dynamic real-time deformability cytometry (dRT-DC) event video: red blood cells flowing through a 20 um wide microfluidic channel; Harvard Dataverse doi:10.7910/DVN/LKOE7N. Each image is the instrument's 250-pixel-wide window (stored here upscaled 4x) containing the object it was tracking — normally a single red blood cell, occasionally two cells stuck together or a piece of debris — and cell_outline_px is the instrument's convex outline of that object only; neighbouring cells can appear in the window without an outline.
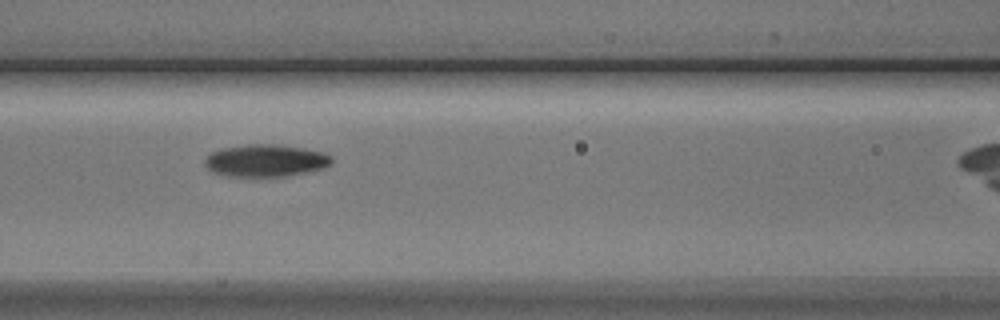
{"species": "Egyptian fruit bat (a non-hibernating species)", "species_latin": "Rousettus aegyptiacus", "temperature_condition": "cold", "stored_images_in_passage": 5, "camera_frame_rate_fps": 3000, "um_per_image_px": 0.085, "animal": {"sex": "male"}, "frame": {"image": 1, "passage_image": 3, "time_ms": 2.333, "image_size_px": [1000, 320], "cell_outline_px": [[332, 164], [324, 168], [284, 176], [228, 176], [216, 172], [208, 168], [204, 164], [204, 160], [212, 152], [220, 148], [248, 144], [272, 144], [300, 148], [324, 152], [332, 156]], "centroid_in_image_um": [22.59, 13.64], "position_along_channel_um": 144.0, "area_um2": 23.58}}